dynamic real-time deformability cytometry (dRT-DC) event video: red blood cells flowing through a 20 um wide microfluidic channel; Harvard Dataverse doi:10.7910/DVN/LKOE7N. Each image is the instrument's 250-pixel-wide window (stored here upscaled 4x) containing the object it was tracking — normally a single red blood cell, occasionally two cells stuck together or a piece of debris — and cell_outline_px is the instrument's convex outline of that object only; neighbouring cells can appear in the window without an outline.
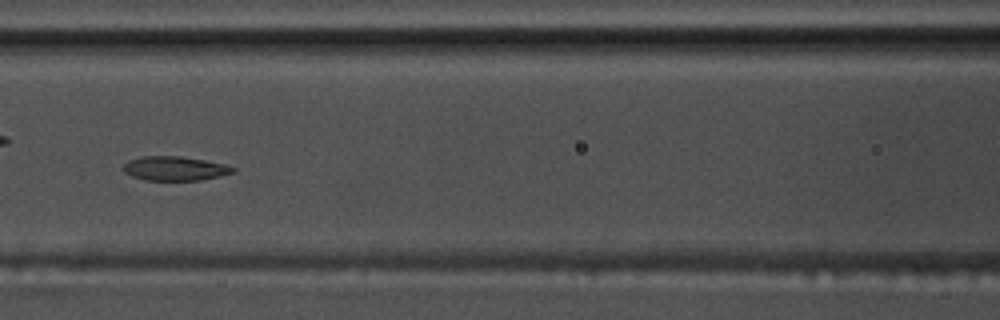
{"species": "common noctule bat (a hibernating species)", "species_latin": "Nyctalus noctula", "temperature_condition": "warm", "stored_images_in_passage": 43, "segment_of_instrument_passage": [1, 2], "camera_frame_rate_fps": 3000, "um_per_image_px": 0.085, "animal": {"sex": "male", "body_mass_g": 17.5, "forearm_length_mm": 52.3}, "frame": {"image": 1, "passage_image": 11, "time_ms": 3.333, "image_size_px": [1000, 320], "cell_outline_px": [[236, 172], [220, 176], [200, 180], [144, 180], [132, 176], [124, 172], [124, 164], [128, 160], [140, 156], [180, 156], [228, 164], [236, 168]], "centroid_in_image_um": [14.89, 14.31], "position_along_channel_um": 151.7, "area_um2": 15.61}}
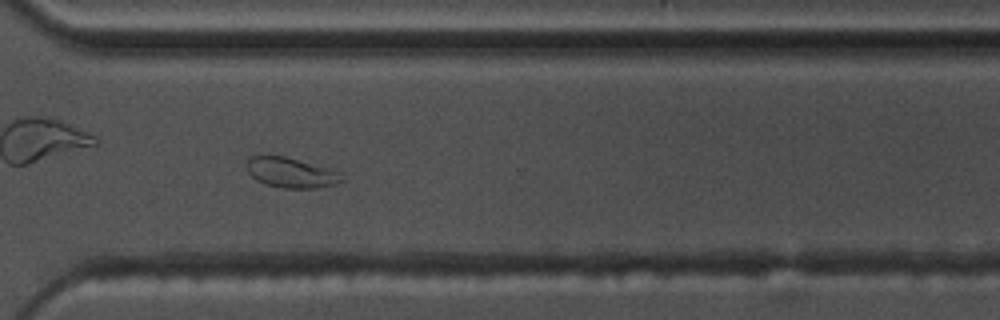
{"frame": {"image": 2, "passage_image": 27, "time_ms": 8.667, "image_size_px": [1000, 320], "cell_outline_px": [[344, 180], [336, 184], [316, 188], [284, 188], [264, 184], [256, 180], [248, 172], [248, 156], [284, 156], [340, 172], [344, 176]], "centroid_in_image_um": [24.75, 14.69], "position_along_channel_um": 345.9, "area_um2": 16.47}}
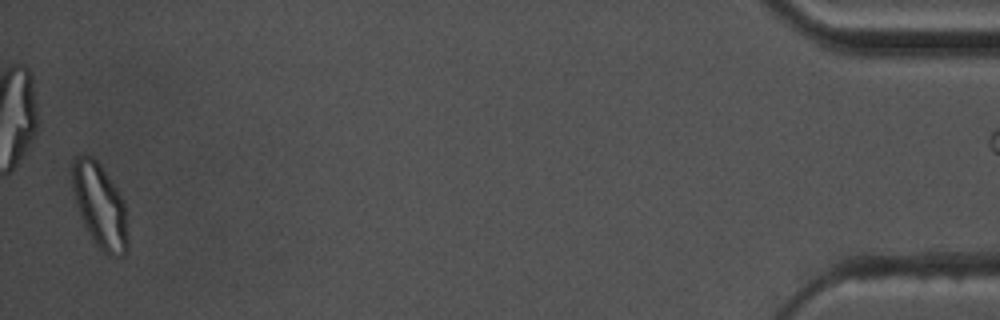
{"frame": {"image": 3, "passage_image": 41, "time_ms": 13.333, "image_size_px": [1000, 320], "cell_outline_px": [[128, 252], [124, 256], [108, 256], [96, 244], [88, 232], [80, 216], [72, 184], [72, 164], [76, 156], [92, 156], [100, 164], [124, 200], [128, 240]], "centroid_in_image_um": [8.52, 17.53], "position_along_channel_um": 426.7, "area_um2": 27.05}}